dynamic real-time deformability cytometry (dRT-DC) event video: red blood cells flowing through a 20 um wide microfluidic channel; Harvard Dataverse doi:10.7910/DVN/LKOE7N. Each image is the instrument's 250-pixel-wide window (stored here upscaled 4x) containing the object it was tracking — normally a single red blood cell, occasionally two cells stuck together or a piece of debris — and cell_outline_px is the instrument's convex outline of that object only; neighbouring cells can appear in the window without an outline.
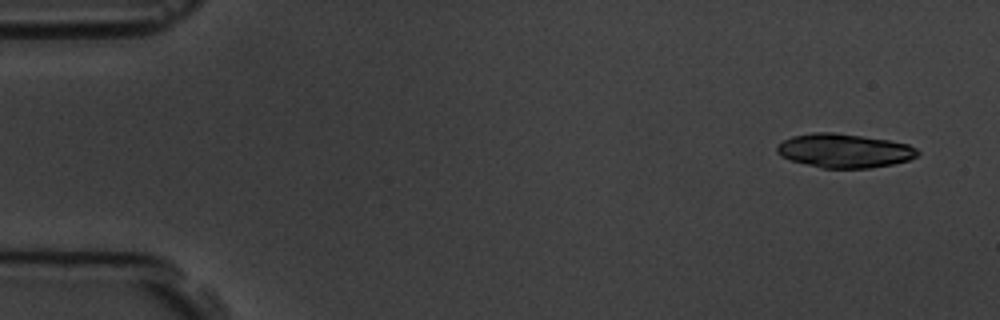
{"species": "common noctule bat (a hibernating species)", "species_latin": "Nyctalus noctula", "temperature_condition": "room temperature", "stored_images_in_passage": 5, "camera_frame_rate_fps": 3000, "um_per_image_px": 0.085, "animal": {"sex": "male", "body_mass_g": 19.5, "forearm_length_mm": 54.6}, "frame": {"image": 1, "passage_image": 1, "time_ms": 0.0, "image_size_px": [1000, 320], "cell_outline_px": [[920, 152], [916, 156], [908, 160], [892, 164], [868, 168], [820, 168], [792, 160], [780, 156], [776, 152], [776, 148], [784, 140], [792, 136], [812, 132], [832, 132], [888, 140], [908, 144], [916, 148]], "centroid_in_image_um": [71.75, 12.81], "position_along_channel_um": 13.3, "area_um2": 27.63}}